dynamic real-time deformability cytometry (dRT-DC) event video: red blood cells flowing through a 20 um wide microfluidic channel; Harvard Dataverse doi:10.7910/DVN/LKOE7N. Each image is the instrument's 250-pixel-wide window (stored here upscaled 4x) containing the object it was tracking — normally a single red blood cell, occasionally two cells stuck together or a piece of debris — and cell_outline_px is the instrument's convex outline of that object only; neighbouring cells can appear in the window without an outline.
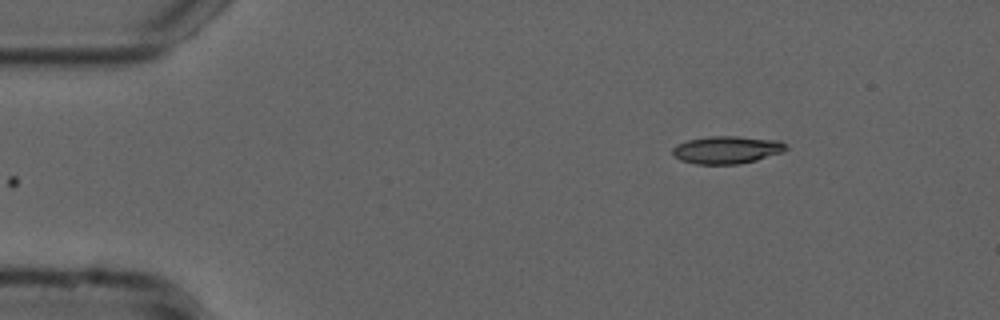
{"species": "common noctule bat (a hibernating species)", "species_latin": "Nyctalus noctula", "temperature_condition": "cold", "stored_images_in_passage": 47, "camera_frame_rate_fps": 3000, "um_per_image_px": 0.085, "animal": {"sex": "male", "forearm_length_mm": 52.5}, "frame": {"image": 1, "passage_image": 1, "time_ms": 0.0, "image_size_px": [1000, 320], "cell_outline_px": [[788, 148], [780, 152], [756, 160], [740, 164], [696, 164], [680, 160], [672, 152], [672, 148], [676, 144], [688, 140], [708, 136], [736, 136], [780, 140]], "centroid_in_image_um": [61.75, 12.73], "position_along_channel_um": 23.3, "area_um2": 18.15}}
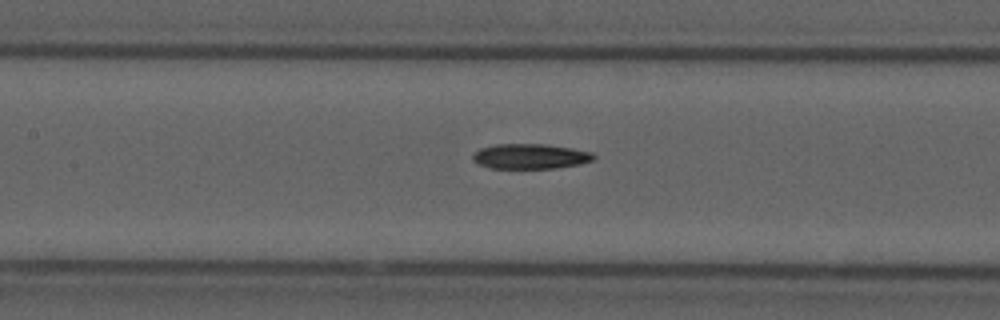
{"frame": {"image": 2, "passage_image": 18, "time_ms": 5.667, "image_size_px": [1000, 320], "cell_outline_px": [[596, 156], [592, 160], [580, 164], [556, 168], [492, 168], [480, 164], [472, 160], [472, 156], [480, 148], [496, 144], [548, 144], [572, 148], [592, 152]], "centroid_in_image_um": [45.1, 13.28], "position_along_channel_um": 162.3, "area_um2": 17.63}}
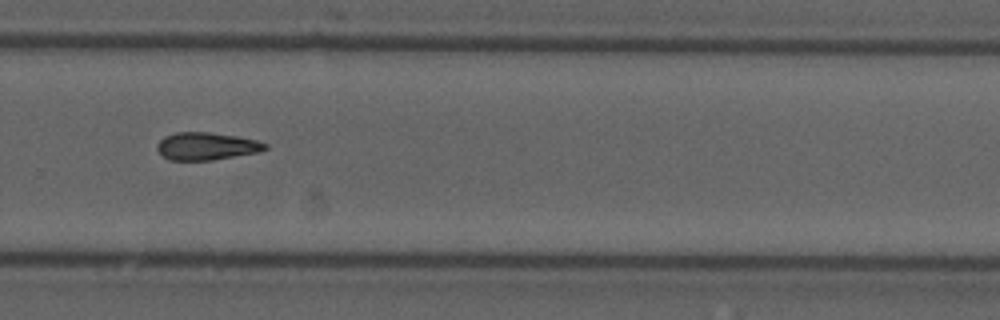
{"frame": {"image": 3, "passage_image": 30, "time_ms": 9.667, "image_size_px": [1000, 320], "cell_outline_px": [[268, 148], [260, 152], [212, 160], [168, 160], [156, 148], [156, 144], [164, 136], [176, 132], [208, 132], [236, 136], [256, 140], [268, 144]], "centroid_in_image_um": [17.55, 12.42], "position_along_channel_um": 312.2, "area_um2": 17.4}, "authors_computed_cell_mechanics": {"area_um2": 17.5712, "velocity_mm_per_s": 3.7597, "shape_relaxation_time_tau1_ms": 10.4273, "shape_relaxation_time_tau2_ms": null, "deformation_change_tau1": 0.2147, "deformation_change_tau2": null}}